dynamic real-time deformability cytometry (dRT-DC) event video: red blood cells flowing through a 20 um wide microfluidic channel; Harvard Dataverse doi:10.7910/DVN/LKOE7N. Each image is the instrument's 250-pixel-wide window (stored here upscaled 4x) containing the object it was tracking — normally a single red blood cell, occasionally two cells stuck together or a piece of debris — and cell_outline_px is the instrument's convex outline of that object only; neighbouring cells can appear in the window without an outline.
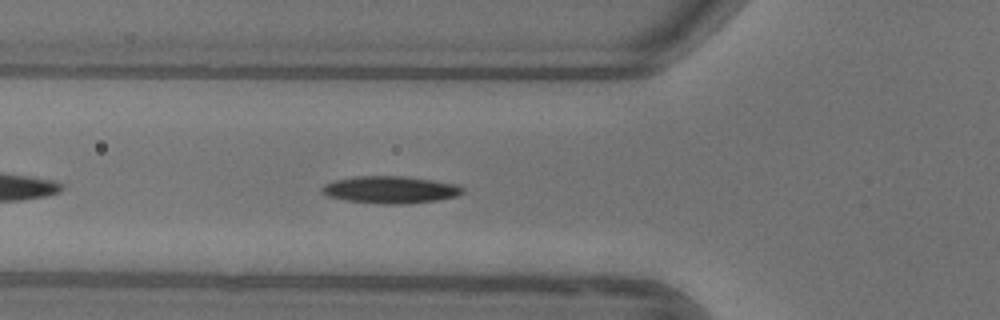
{"species": "common noctule bat (a hibernating species)", "species_latin": "Nyctalus noctula", "temperature_condition": "warm", "stored_images_in_passage": 36, "camera_frame_rate_fps": 3000, "um_per_image_px": 0.085, "animal": {"sex": "female"}, "frame": {"image": 1, "passage_image": 6, "time_ms": 1.667, "image_size_px": [1000, 320], "cell_outline_px": [[464, 192], [456, 196], [436, 200], [400, 204], [380, 204], [344, 200], [328, 196], [320, 192], [320, 188], [324, 184], [336, 180], [356, 176], [400, 176], [428, 180], [452, 184], [464, 188]], "centroid_in_image_um": [33.09, 16.13], "position_along_channel_um": 92.7, "area_um2": 21.96}}